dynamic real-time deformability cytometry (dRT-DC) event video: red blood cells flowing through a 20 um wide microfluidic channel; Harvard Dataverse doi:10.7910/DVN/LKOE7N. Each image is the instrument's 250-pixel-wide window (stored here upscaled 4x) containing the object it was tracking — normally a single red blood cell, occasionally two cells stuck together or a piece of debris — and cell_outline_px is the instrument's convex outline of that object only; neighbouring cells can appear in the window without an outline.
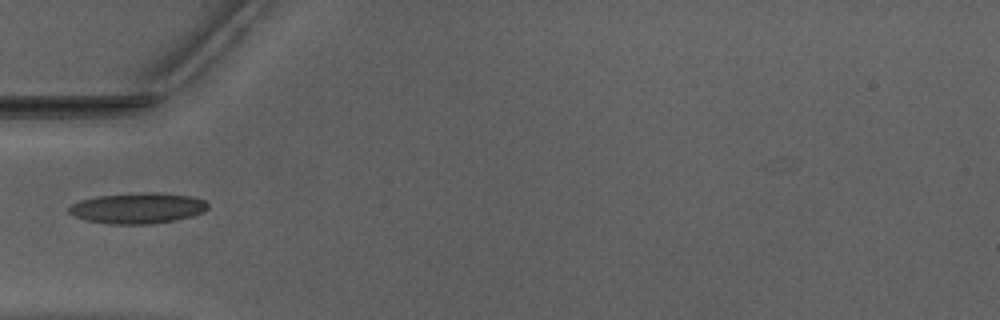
{"species": "Egyptian fruit bat (a non-hibernating species)", "species_latin": "Rousettus aegyptiacus", "temperature_condition": "warm", "stored_images_in_passage": 16, "camera_frame_rate_fps": 3000, "um_per_image_px": 0.085, "animal": {"sex": "male"}, "frame": {"image": 1, "passage_image": 1, "time_ms": 0.0, "image_size_px": [1000, 320], "cell_outline_px": [[208, 208], [204, 212], [192, 216], [176, 220], [152, 224], [108, 224], [84, 220], [72, 216], [68, 212], [68, 208], [72, 204], [80, 200], [96, 196], [144, 192], [156, 192], [192, 196], [204, 200], [208, 204]], "centroid_in_image_um": [11.69, 17.7], "position_along_channel_um": 73.3, "area_um2": 25.2}}
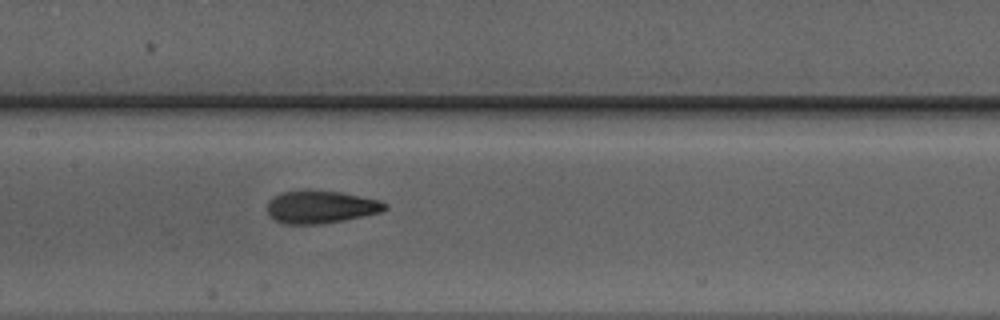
{"frame": {"image": 2, "passage_image": 9, "time_ms": 2.667, "image_size_px": [1000, 320], "cell_outline_px": [[388, 208], [380, 212], [364, 216], [344, 220], [320, 224], [284, 224], [268, 216], [268, 200], [272, 196], [280, 192], [304, 188], [308, 188], [340, 192], [380, 200], [388, 204]], "centroid_in_image_um": [27.23, 17.56], "position_along_channel_um": 180.2, "area_um2": 23.0}}
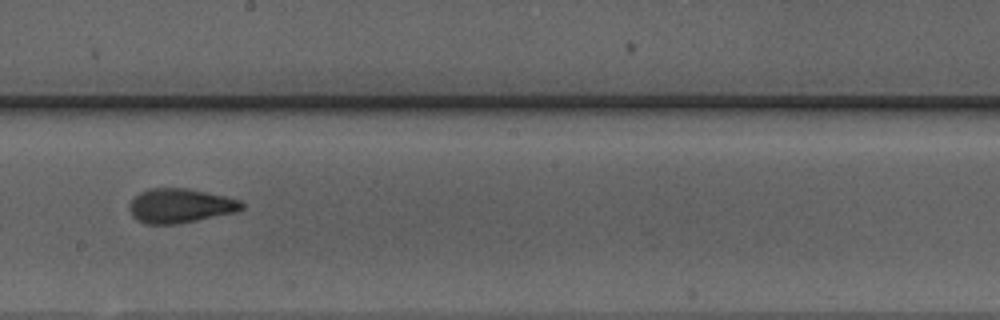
{"frame": {"image": 3, "passage_image": 13, "time_ms": 4.0, "image_size_px": [1000, 320], "cell_outline_px": [[244, 208], [236, 212], [180, 224], [144, 224], [136, 220], [132, 216], [128, 208], [128, 204], [140, 192], [152, 188], [184, 188], [224, 196], [240, 200], [244, 204]], "centroid_in_image_um": [15.29, 17.51], "position_along_channel_um": 232.9, "area_um2": 22.54}}